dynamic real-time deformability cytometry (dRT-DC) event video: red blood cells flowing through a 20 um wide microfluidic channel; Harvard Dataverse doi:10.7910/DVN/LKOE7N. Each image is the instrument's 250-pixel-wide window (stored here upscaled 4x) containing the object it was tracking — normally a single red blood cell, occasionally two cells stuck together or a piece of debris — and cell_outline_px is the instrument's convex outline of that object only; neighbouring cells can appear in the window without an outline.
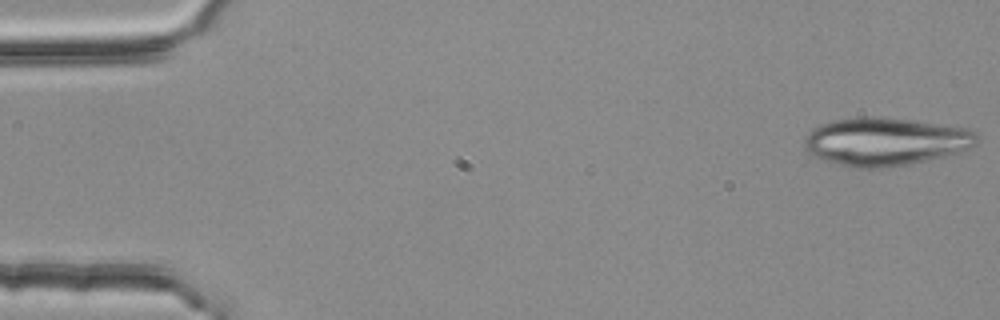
{"species": "common noctule bat (a hibernating species)", "species_latin": "Nyctalus noctula", "temperature_condition": "room temperature", "stored_images_in_passage": 53, "camera_frame_rate_fps": 3000, "um_per_image_px": 0.085, "animal": {"sex": "female", "body_mass_g": 25.1}, "frame": {"image": 1, "passage_image": 1, "time_ms": 0.0, "image_size_px": [1000, 320], "cell_outline_px": [[976, 144], [968, 148], [944, 156], [928, 160], [908, 164], [884, 168], [856, 168], [824, 160], [812, 156], [804, 148], [804, 136], [812, 128], [820, 124], [832, 120], [864, 116], [868, 116], [912, 120], [968, 128], [976, 132]], "centroid_in_image_um": [75.2, 12.03], "position_along_channel_um": 9.8, "area_um2": 48.32}}
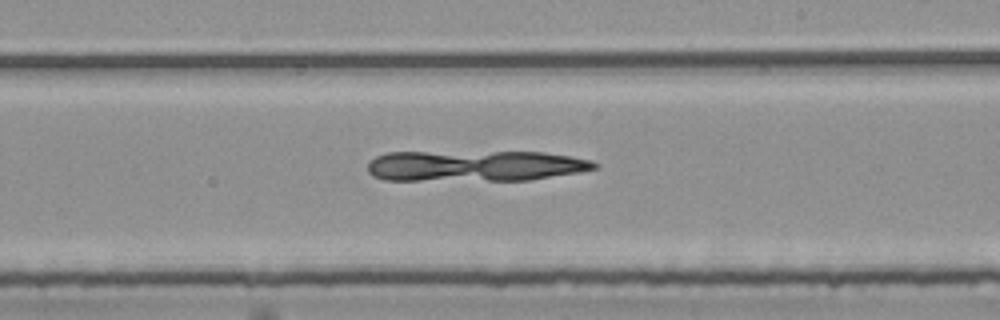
{"frame": {"image": 2, "passage_image": 31, "time_ms": 10.0, "image_size_px": [1000, 320], "cell_outline_px": [[600, 168], [580, 172], [532, 180], [384, 180], [372, 176], [368, 172], [368, 164], [376, 156], [388, 152], [544, 152], [572, 156], [592, 160], [600, 164]], "centroid_in_image_um": [40.44, 14.1], "position_along_channel_um": 248.6, "area_um2": 41.27}}
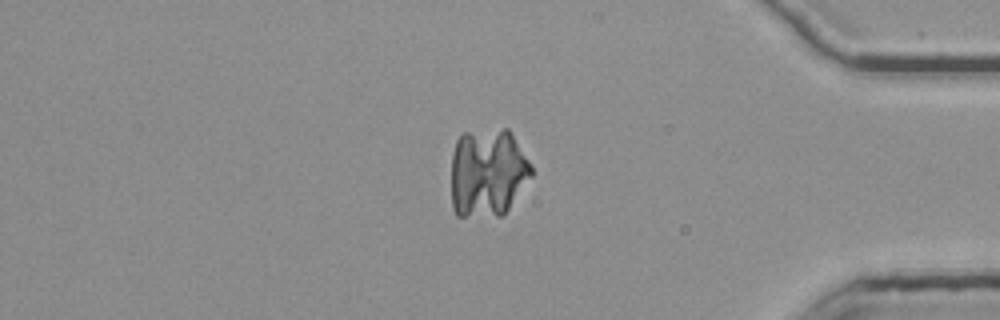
{"frame": {"image": 3, "passage_image": 45, "time_ms": 14.667, "image_size_px": [1000, 320], "cell_outline_px": [[532, 176], [508, 208], [500, 216], [456, 216], [452, 208], [452, 152], [456, 140], [464, 132], [504, 128], [508, 128], [528, 160], [532, 168]], "centroid_in_image_um": [41.43, 14.67], "position_along_channel_um": 393.8, "area_um2": 41.44}}